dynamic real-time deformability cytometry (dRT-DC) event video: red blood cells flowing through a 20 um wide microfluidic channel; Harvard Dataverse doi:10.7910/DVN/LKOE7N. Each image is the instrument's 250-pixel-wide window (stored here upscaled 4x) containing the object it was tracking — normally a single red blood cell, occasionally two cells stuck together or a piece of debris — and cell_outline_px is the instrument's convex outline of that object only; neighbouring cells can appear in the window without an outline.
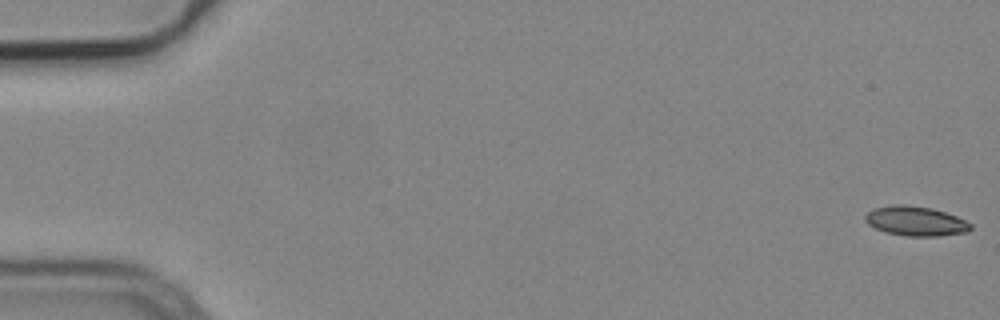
{"species": "common noctule bat (a hibernating species)", "species_latin": "Nyctalus noctula", "temperature_condition": "cold", "stored_images_in_passage": 55, "camera_frame_rate_fps": 3000, "um_per_image_px": 0.085, "animal": {"sex": "male", "body_mass_g": 19.2, "forearm_length_mm": 51.8}, "frame": {"image": 1, "passage_image": 1, "time_ms": 0.0, "image_size_px": [1000, 320], "cell_outline_px": [[972, 228], [968, 232], [936, 236], [908, 236], [884, 232], [868, 224], [864, 220], [864, 216], [872, 208], [896, 204], [904, 204], [932, 208], [956, 216], [972, 224]], "centroid_in_image_um": [77.81, 18.79], "position_along_channel_um": 7.2, "area_um2": 18.21}}
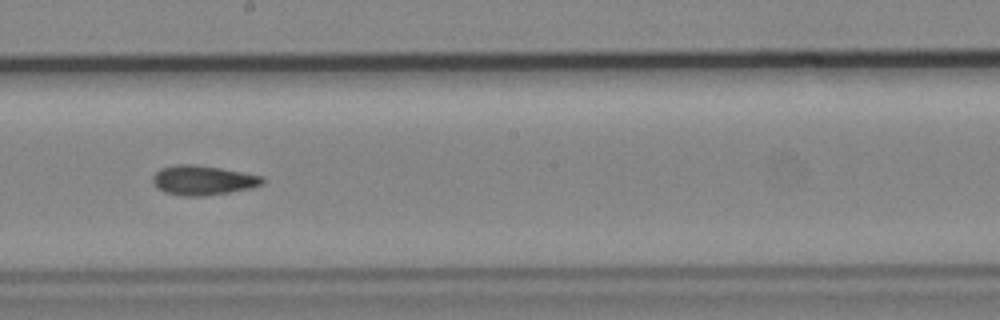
{"frame": {"image": 2, "passage_image": 31, "time_ms": 10.0, "image_size_px": [1000, 320], "cell_outline_px": [[264, 184], [252, 188], [228, 192], [200, 196], [184, 196], [164, 192], [156, 188], [152, 184], [152, 176], [160, 168], [176, 164], [196, 164], [220, 168], [260, 176], [264, 180]], "centroid_in_image_um": [17.18, 15.32], "position_along_channel_um": 231.0, "area_um2": 18.9}}
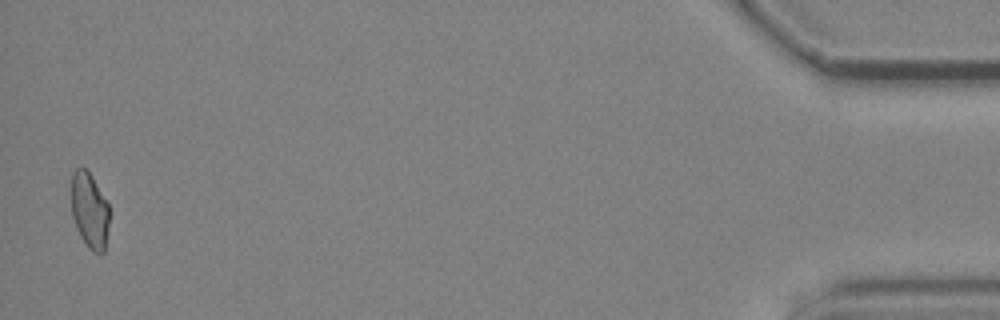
{"frame": {"image": 3, "passage_image": 54, "time_ms": 17.667, "image_size_px": [1000, 320], "cell_outline_px": [[108, 224], [104, 252], [100, 256], [92, 252], [88, 248], [80, 236], [76, 228], [72, 216], [72, 172], [76, 168], [84, 168], [92, 176], [108, 204]], "centroid_in_image_um": [7.6, 17.93], "position_along_channel_um": 427.6, "area_um2": 16.7}, "authors_computed_cell_mechanics": {"area_um2": 18.1492, "velocity_mm_per_s": 3.7756, "shape_relaxation_time_tau1_ms": null, "shape_relaxation_time_tau2_ms": 9.1368, "deformation_change_tau1": null, "deformation_change_tau2": 0.1565}}